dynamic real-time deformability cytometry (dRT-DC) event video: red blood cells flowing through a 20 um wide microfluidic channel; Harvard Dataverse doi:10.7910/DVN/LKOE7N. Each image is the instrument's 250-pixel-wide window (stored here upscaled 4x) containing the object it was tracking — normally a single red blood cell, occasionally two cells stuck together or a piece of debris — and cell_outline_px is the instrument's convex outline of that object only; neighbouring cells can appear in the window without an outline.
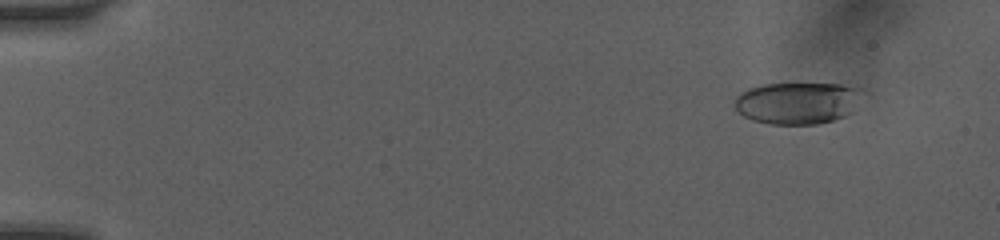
{"species": "human", "species_latin": "Homo sapiens", "temperature_condition": "room temperature", "stored_images_in_passage": 41, "camera_frame_rate_fps": 3000, "um_per_image_px": 0.085, "donor": {"sex": "female"}, "frame": {"image": 1, "passage_image": 3, "time_ms": 1.0, "image_size_px": [1000, 240], "cell_outline_px": [[864, 88], [852, 112], [844, 116], [832, 120], [816, 124], [768, 124], [752, 120], [744, 116], [732, 104], [732, 100], [740, 92], [748, 88], [764, 84], [848, 80]], "centroid_in_image_um": [67.87, 8.66], "position_along_channel_um": 17.1, "area_um2": 32.89}}
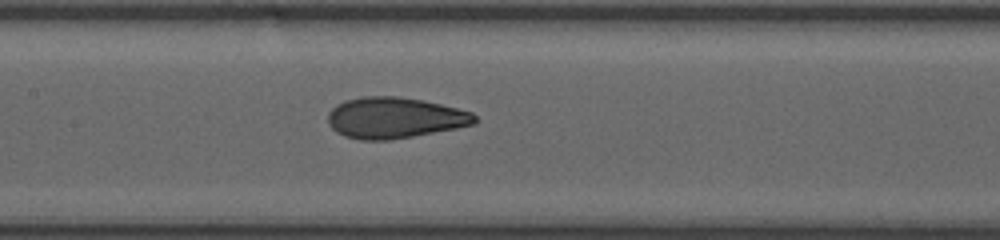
{"frame": {"image": 2, "passage_image": 20, "time_ms": 8.0, "image_size_px": [1000, 240], "cell_outline_px": [[476, 124], [456, 128], [412, 136], [388, 140], [360, 140], [344, 136], [336, 132], [328, 124], [328, 112], [336, 104], [344, 100], [364, 96], [396, 96], [424, 100], [472, 112], [476, 116]], "centroid_in_image_um": [33.51, 10.01], "position_along_channel_um": 173.9, "area_um2": 35.14}}
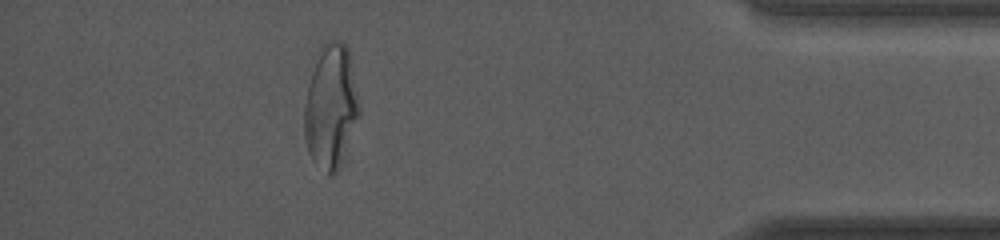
{"frame": {"image": 3, "passage_image": 37, "time_ms": 14.667, "image_size_px": [1000, 240], "cell_outline_px": [[360, 116], [336, 172], [328, 176], [312, 160], [308, 152], [304, 132], [304, 104], [308, 84], [320, 44], [328, 40], [340, 40], [348, 48], [360, 104]], "centroid_in_image_um": [28.11, 9.02], "position_along_channel_um": 407.1, "area_um2": 39.77}, "authors_computed_cell_mechanics": {"area_um2": 34.4488, "velocity_mm_per_s": 4.116, "shape_relaxation_time_tau1_ms": 7.7918, "shape_relaxation_time_tau2_ms": 0.969, "deformation_change_tau1": 0.2323, "deformation_change_tau2": 0.074}}